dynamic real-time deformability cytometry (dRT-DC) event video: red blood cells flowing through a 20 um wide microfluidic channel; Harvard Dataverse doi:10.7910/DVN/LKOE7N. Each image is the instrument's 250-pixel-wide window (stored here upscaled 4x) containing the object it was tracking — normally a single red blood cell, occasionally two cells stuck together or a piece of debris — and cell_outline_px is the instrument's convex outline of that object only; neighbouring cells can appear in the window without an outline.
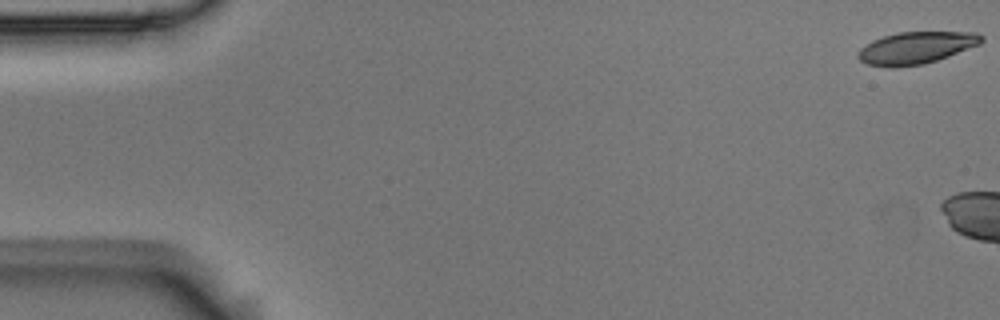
{"species": "Egyptian fruit bat (a non-hibernating species)", "species_latin": "Rousettus aegyptiacus", "temperature_condition": "room temperature", "stored_images_in_passage": 5, "camera_frame_rate_fps": 3000, "um_per_image_px": 0.085, "animal": {"sex": "male"}, "frame": {"image": 1, "passage_image": 1, "time_ms": 0.0, "image_size_px": [1000, 320], "cell_outline_px": [[984, 40], [980, 44], [948, 56], [924, 64], [892, 68], [888, 68], [868, 64], [860, 60], [856, 56], [860, 48], [872, 40], [896, 32], [976, 32], [984, 36]], "centroid_in_image_um": [77.85, 4.06], "position_along_channel_um": 7.1, "area_um2": 23.18}}